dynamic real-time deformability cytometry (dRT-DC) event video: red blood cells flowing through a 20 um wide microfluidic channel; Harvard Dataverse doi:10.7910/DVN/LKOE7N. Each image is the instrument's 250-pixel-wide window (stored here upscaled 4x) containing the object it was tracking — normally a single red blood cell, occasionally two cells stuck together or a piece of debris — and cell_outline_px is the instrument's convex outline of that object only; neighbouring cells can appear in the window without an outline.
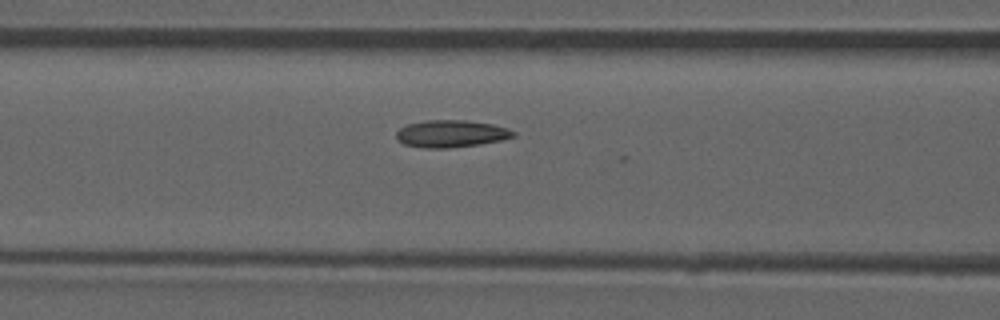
{"species": "common noctule bat (a hibernating species)", "species_latin": "Nyctalus noctula", "temperature_condition": "room temperature", "stored_images_in_passage": 44, "camera_frame_rate_fps": 3000, "um_per_image_px": 0.085, "animal": {"sex": "male", "forearm_length_mm": 52.5}, "frame": {"image": 1, "passage_image": 13, "time_ms": 4.0, "image_size_px": [1000, 320], "cell_outline_px": [[516, 136], [500, 140], [480, 144], [448, 148], [424, 148], [404, 144], [396, 140], [396, 132], [400, 128], [408, 124], [428, 120], [468, 120], [492, 124], [508, 128], [516, 132]], "centroid_in_image_um": [38.34, 11.36], "position_along_channel_um": 128.3, "area_um2": 18.61}, "authors_computed_cell_mechanics": {"area_um2": 17.6001, "velocity_mm_per_s": 3.8968, "shape_relaxation_time_tau1_ms": null, "shape_relaxation_time_tau2_ms": 3.3589, "deformation_change_tau1": null, "deformation_change_tau2": 0.0934}}